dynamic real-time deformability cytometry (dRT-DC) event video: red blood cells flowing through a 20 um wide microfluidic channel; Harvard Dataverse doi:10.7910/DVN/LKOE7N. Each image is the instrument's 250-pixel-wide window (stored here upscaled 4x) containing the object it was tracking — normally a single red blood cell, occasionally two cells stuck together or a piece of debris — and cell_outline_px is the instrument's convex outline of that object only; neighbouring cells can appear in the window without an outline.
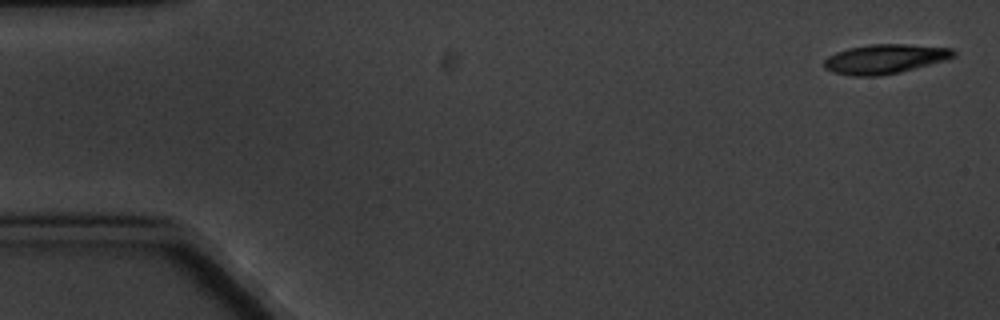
{"species": "common noctule bat (a hibernating species)", "species_latin": "Nyctalus noctula", "temperature_condition": "cold", "stored_images_in_passage": 4, "camera_frame_rate_fps": 3000, "um_per_image_px": 0.085, "animal": {"sex": "male", "body_mass_g": 20.1, "forearm_length_mm": 53.5}, "frame": {"image": 1, "passage_image": 1, "time_ms": 0.0, "image_size_px": [1000, 320], "cell_outline_px": [[956, 56], [944, 60], [900, 72], [880, 76], [852, 76], [832, 72], [824, 68], [824, 60], [828, 56], [836, 52], [848, 48], [868, 44], [904, 44], [952, 48], [956, 52]], "centroid_in_image_um": [75.18, 5.01], "position_along_channel_um": 9.8, "area_um2": 22.2}}